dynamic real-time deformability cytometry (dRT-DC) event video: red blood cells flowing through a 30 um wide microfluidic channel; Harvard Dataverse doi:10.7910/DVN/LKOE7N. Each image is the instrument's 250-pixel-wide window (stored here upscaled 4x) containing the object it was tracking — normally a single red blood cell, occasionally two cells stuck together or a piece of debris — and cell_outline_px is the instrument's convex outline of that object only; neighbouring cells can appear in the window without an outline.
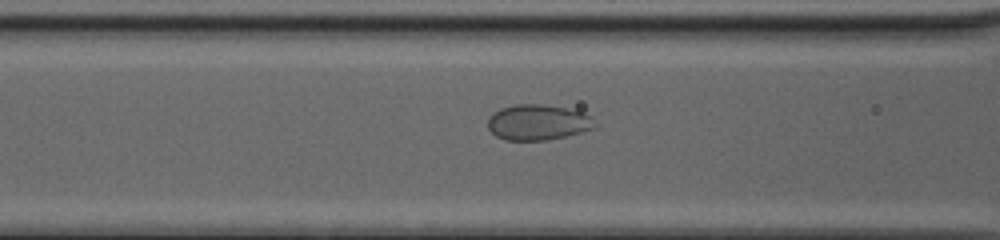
{"species": "common noctule bat (a hibernating species)", "species_latin": "Nyctalus noctula", "temperature_condition": "cold", "stored_images_in_passage": 45, "camera_frame_rate_fps": 3000, "um_per_image_px": 0.085, "animal": {"sex": "female", "body_mass_g": 20.0, "forearm_length_mm": 54.0}, "frame": {"image": 1, "passage_image": 21, "time_ms": 6.667, "image_size_px": [1000, 240], "cell_outline_px": [[596, 128], [564, 136], [544, 140], [504, 140], [496, 136], [488, 128], [488, 116], [492, 112], [500, 108], [516, 104], [540, 104], [564, 108], [580, 112], [588, 116], [596, 124]], "centroid_in_image_um": [45.65, 10.4], "position_along_channel_um": 121.0, "area_um2": 21.96}}
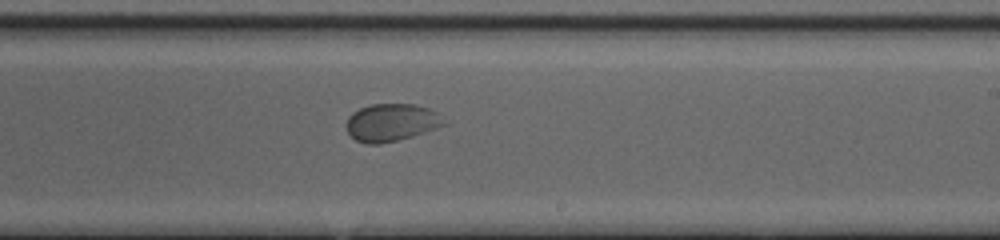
{"frame": {"image": 2, "passage_image": 31, "time_ms": 10.0, "image_size_px": [1000, 240], "cell_outline_px": [[448, 124], [412, 136], [396, 140], [376, 144], [368, 144], [356, 140], [348, 132], [348, 116], [352, 112], [368, 104], [416, 104], [428, 108], [436, 112]], "centroid_in_image_um": [33.27, 10.39], "position_along_channel_um": 255.7, "area_um2": 21.15}}
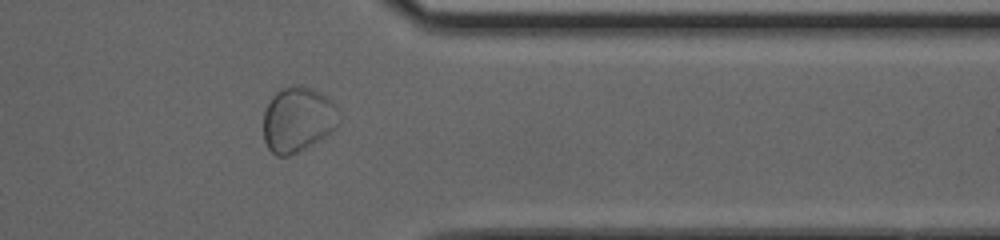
{"frame": {"image": 3, "passage_image": 41, "time_ms": 13.333, "image_size_px": [1000, 240], "cell_outline_px": [[336, 124], [320, 140], [288, 156], [276, 156], [268, 148], [264, 140], [264, 112], [272, 96], [280, 88], [308, 88], [332, 100], [336, 108]], "centroid_in_image_um": [25.24, 10.2], "position_along_channel_um": 386.2, "area_um2": 27.51}}